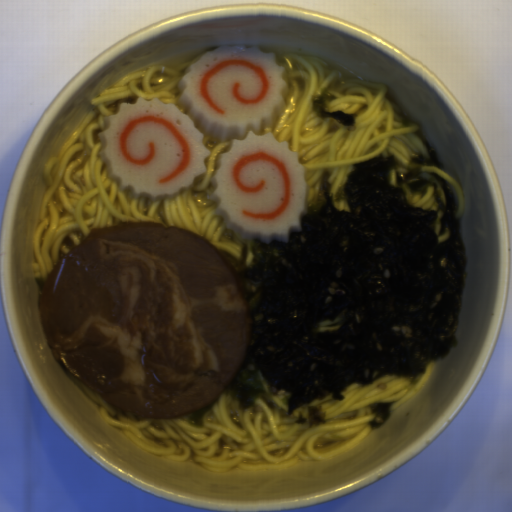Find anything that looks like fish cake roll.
<instances>
[{"label":"fish cake roll","instance_id":"obj_1","mask_svg":"<svg viewBox=\"0 0 512 512\" xmlns=\"http://www.w3.org/2000/svg\"><path fill=\"white\" fill-rule=\"evenodd\" d=\"M275 53L247 44L219 46L190 66L179 97L204 131L230 142L217 155L208 199L225 226L249 241L289 243L307 215L308 183L299 154L273 133L288 85Z\"/></svg>","mask_w":512,"mask_h":512},{"label":"fish cake roll","instance_id":"obj_2","mask_svg":"<svg viewBox=\"0 0 512 512\" xmlns=\"http://www.w3.org/2000/svg\"><path fill=\"white\" fill-rule=\"evenodd\" d=\"M104 121L98 156L107 176L134 198L172 195L205 173L211 151L204 134L174 104L139 97Z\"/></svg>","mask_w":512,"mask_h":512}]
</instances>
